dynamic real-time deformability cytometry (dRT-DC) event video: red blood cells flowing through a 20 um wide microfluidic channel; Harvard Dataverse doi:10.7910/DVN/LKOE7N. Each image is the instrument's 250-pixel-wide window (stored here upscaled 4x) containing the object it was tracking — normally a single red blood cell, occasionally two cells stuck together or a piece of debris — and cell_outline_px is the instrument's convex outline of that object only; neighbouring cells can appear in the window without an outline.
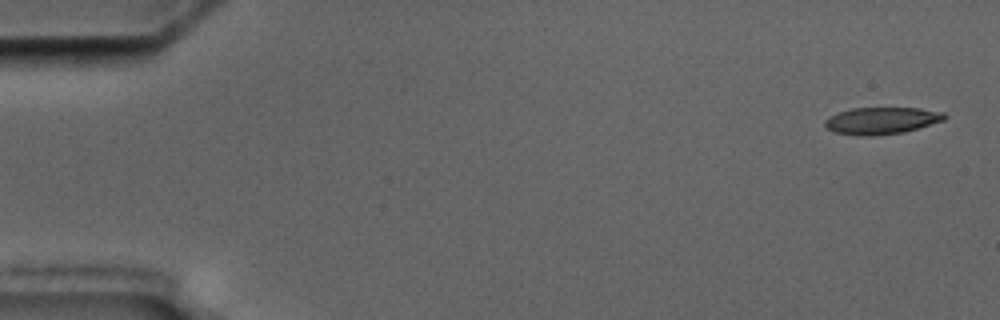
{"species": "common noctule bat (a hibernating species)", "species_latin": "Nyctalus noctula", "temperature_condition": "cold", "stored_images_in_passage": 15, "camera_frame_rate_fps": 3000, "um_per_image_px": 0.085, "animal": {"sex": "male", "body_mass_g": 17.5, "forearm_length_mm": 52.3}, "frame": {"image": 1, "passage_image": 1, "time_ms": 0.0, "image_size_px": [1000, 320], "cell_outline_px": [[948, 116], [944, 120], [904, 132], [876, 136], [856, 136], [836, 132], [828, 128], [824, 124], [824, 120], [828, 116], [852, 108], [920, 108], [944, 112]], "centroid_in_image_um": [74.94, 10.26], "position_along_channel_um": 10.1, "area_um2": 18.84}}
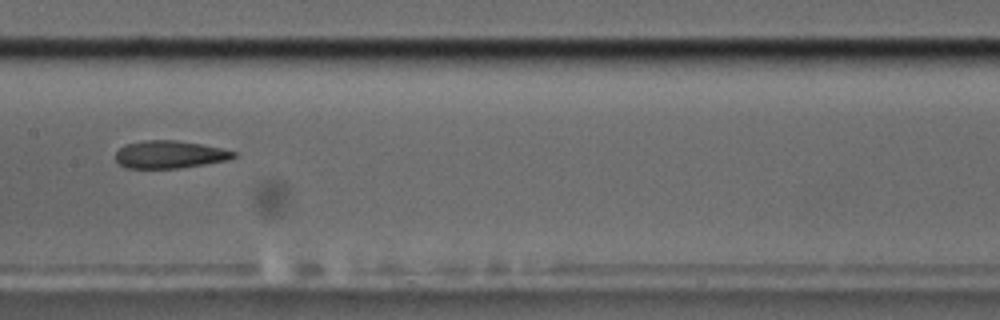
{"frame": {"image": 2, "passage_image": 8, "time_ms": 9.0, "image_size_px": [1000, 320], "cell_outline_px": [[236, 156], [228, 160], [180, 168], [128, 168], [120, 164], [116, 160], [116, 152], [124, 144], [144, 140], [176, 140], [200, 144], [220, 148], [236, 152]], "centroid_in_image_um": [14.4, 13.13], "position_along_channel_um": 193.0, "area_um2": 18.9}}
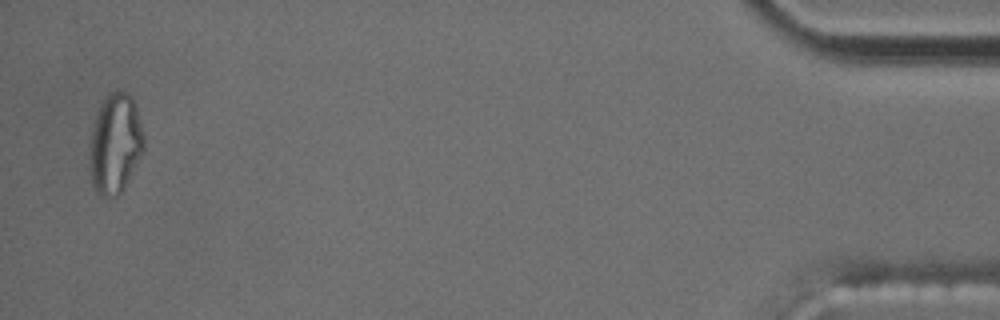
{"frame": {"image": 3, "passage_image": 15, "time_ms": 18.0, "image_size_px": [1000, 320], "cell_outline_px": [[144, 152], [124, 188], [116, 196], [100, 196], [96, 192], [92, 184], [88, 168], [88, 148], [92, 128], [96, 112], [104, 96], [108, 92], [116, 88], [120, 88], [128, 92], [132, 96], [136, 108], [144, 136]], "centroid_in_image_um": [9.76, 12.17], "position_along_channel_um": 425.4, "area_um2": 32.6}, "authors_computed_cell_mechanics": {"area_um2": 20.1144, "velocity_mm_per_s": 3.513, "shape_relaxation_time_tau1_ms": null, "shape_relaxation_time_tau2_ms": 2.534, "deformation_change_tau1": null, "deformation_change_tau2": 0.0921}}